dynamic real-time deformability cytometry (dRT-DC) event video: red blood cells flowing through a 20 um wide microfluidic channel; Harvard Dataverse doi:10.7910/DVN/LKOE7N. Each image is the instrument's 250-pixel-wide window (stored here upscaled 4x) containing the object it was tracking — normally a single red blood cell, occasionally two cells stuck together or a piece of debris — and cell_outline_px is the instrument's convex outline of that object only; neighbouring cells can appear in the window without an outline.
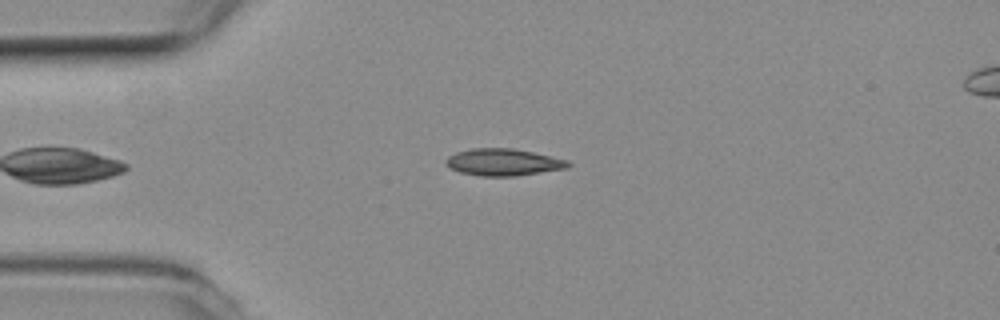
{"species": "common noctule bat (a hibernating species)", "species_latin": "Nyctalus noctula", "temperature_condition": "room temperature", "stored_images_in_passage": 5, "camera_frame_rate_fps": 3000, "um_per_image_px": 0.085, "animal": {"sex": "female", "body_mass_g": 19.3, "forearm_length_mm": 54.1}, "frame": {"image": 1, "passage_image": 3, "time_ms": 0.667, "image_size_px": [1000, 320], "cell_outline_px": [[572, 164], [568, 168], [516, 176], [480, 176], [460, 172], [448, 168], [444, 164], [444, 160], [448, 156], [456, 152], [472, 148], [512, 148], [532, 152], [568, 160]], "centroid_in_image_um": [42.74, 13.79], "position_along_channel_um": 42.3, "area_um2": 19.36}}
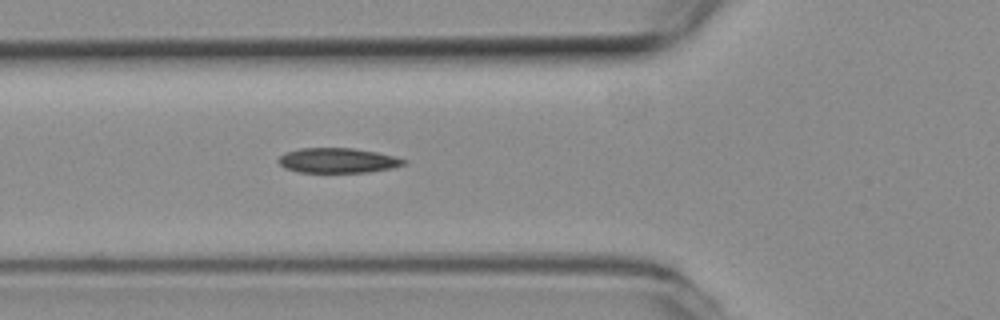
{"frame": {"image": 2, "passage_image": 5, "time_ms": 1.333, "image_size_px": [1000, 320], "cell_outline_px": [[408, 164], [392, 168], [368, 172], [296, 172], [284, 168], [276, 160], [280, 156], [288, 152], [300, 148], [352, 148], [376, 152], [396, 156], [408, 160]], "centroid_in_image_um": [28.74, 13.64], "position_along_channel_um": 97.1, "area_um2": 18.32}}